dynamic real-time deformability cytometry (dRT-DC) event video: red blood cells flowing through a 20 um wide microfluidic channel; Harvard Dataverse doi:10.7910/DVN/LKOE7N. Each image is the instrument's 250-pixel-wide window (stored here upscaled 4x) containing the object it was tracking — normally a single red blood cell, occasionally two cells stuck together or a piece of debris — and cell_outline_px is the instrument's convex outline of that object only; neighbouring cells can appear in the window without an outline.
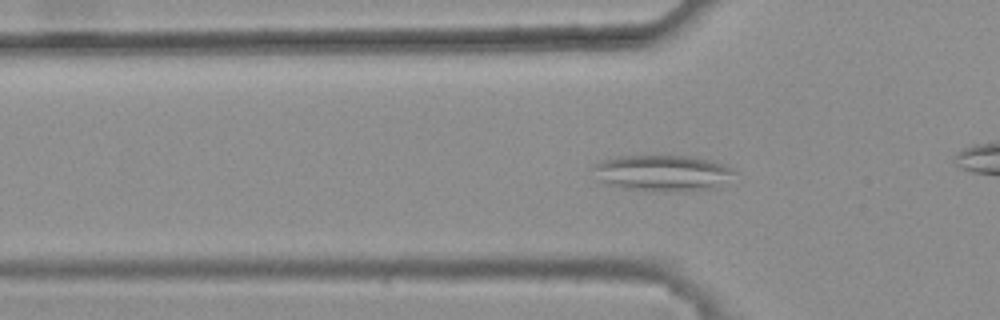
{"species": "common noctule bat (a hibernating species)", "species_latin": "Nyctalus noctula", "temperature_condition": "warm", "stored_images_in_passage": 31, "camera_frame_rate_fps": 3000, "um_per_image_px": 0.085, "animal": {"sex": "female", "body_mass_g": 25.1}, "frame": {"image": 1, "passage_image": 2, "time_ms": 0.333, "image_size_px": [1000, 320], "cell_outline_px": [[736, 172], [712, 188], [688, 192], [652, 192], [624, 188], [604, 184], [596, 168], [596, 164], [604, 160], [620, 156], [692, 156], [712, 160], [732, 168]], "centroid_in_image_um": [56.36, 14.72], "position_along_channel_um": 69.4, "area_um2": 29.36}}
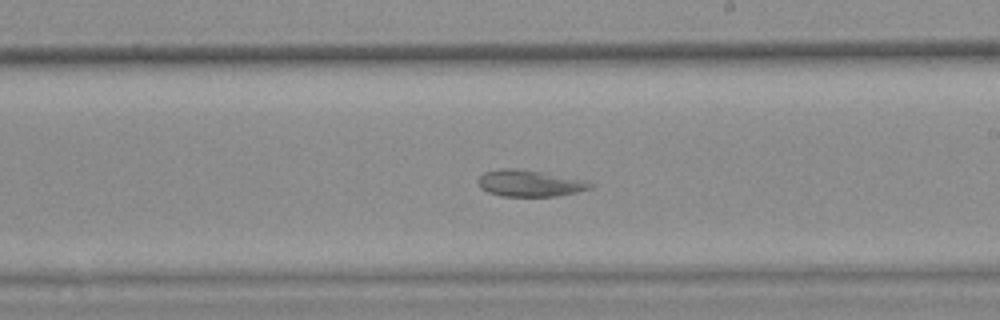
{"frame": {"image": 2, "passage_image": 16, "time_ms": 5.0, "image_size_px": [1000, 320], "cell_outline_px": [[596, 184], [592, 188], [576, 192], [556, 196], [500, 196], [488, 192], [480, 188], [480, 176], [484, 172], [500, 168], [516, 168], [544, 172], [580, 180]], "centroid_in_image_um": [45.01, 15.58], "position_along_channel_um": 244.0, "area_um2": 17.17}}
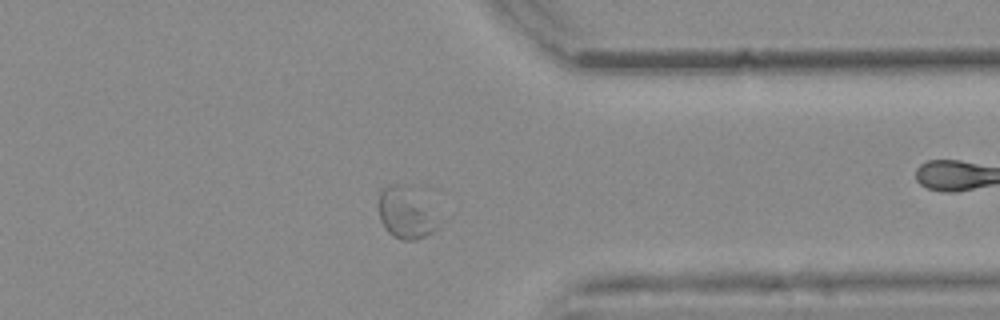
{"frame": {"image": 3, "passage_image": 27, "time_ms": 8.667, "image_size_px": [1000, 320], "cell_outline_px": [[440, 224], [432, 232], [416, 240], [400, 240], [392, 236], [384, 228], [380, 220], [380, 192], [384, 188], [392, 184], [404, 184]], "centroid_in_image_um": [34.41, 18.19], "position_along_channel_um": 377.0, "area_um2": 16.59}, "authors_computed_cell_mechanics": {"area_um2": 17.6868, "velocity_mm_per_s": 3.7552, "shape_relaxation_time_tau1_ms": null, "shape_relaxation_time_tau2_ms": 3.7767, "deformation_change_tau1": null, "deformation_change_tau2": 0.0739}}